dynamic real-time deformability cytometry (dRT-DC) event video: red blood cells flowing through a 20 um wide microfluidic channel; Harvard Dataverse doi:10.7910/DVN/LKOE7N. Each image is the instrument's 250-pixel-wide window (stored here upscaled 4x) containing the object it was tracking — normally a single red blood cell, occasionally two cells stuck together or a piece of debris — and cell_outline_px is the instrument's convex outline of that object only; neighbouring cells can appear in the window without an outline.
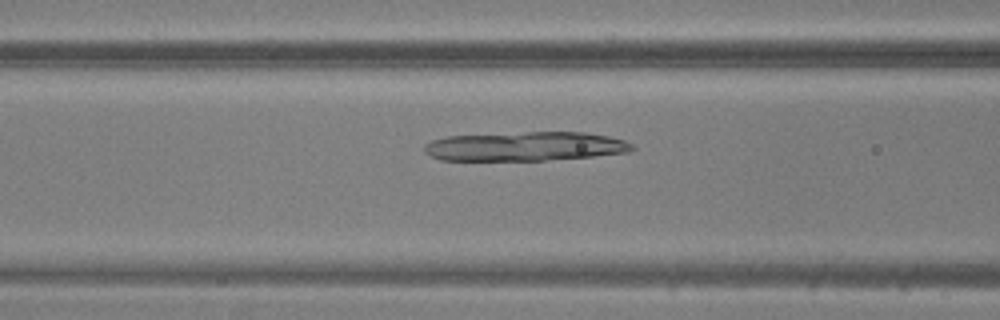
{"species": "common noctule bat (a hibernating species)", "species_latin": "Nyctalus noctula", "temperature_condition": "warm", "stored_images_in_passage": 34, "camera_frame_rate_fps": 3000, "um_per_image_px": 0.085, "animal": {"sex": "male", "body_mass_g": 20.5, "forearm_length_mm": 52.5}, "frame": {"image": 1, "passage_image": 5, "time_ms": 1.333, "image_size_px": [1000, 320], "cell_outline_px": [[636, 148], [628, 152], [592, 156], [544, 160], [440, 160], [424, 152], [424, 144], [432, 140], [448, 136], [528, 132], [584, 132], [608, 136], [624, 140], [632, 144]], "centroid_in_image_um": [44.64, 12.44], "position_along_channel_um": 122.0, "area_um2": 35.14}}
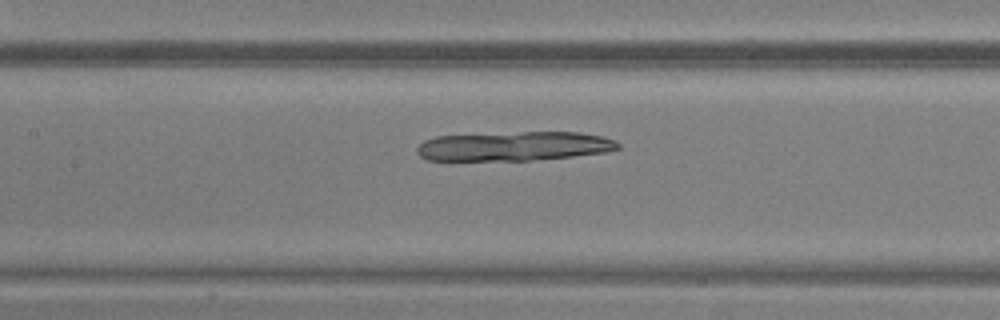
{"frame": {"image": 2, "passage_image": 8, "time_ms": 2.333, "image_size_px": [1000, 320], "cell_outline_px": [[620, 148], [608, 152], [572, 156], [528, 160], [428, 160], [420, 156], [416, 152], [416, 148], [424, 140], [436, 136], [524, 132], [580, 132], [600, 136], [612, 140], [620, 144]], "centroid_in_image_um": [43.68, 12.42], "position_along_channel_um": 163.7, "area_um2": 34.04}}
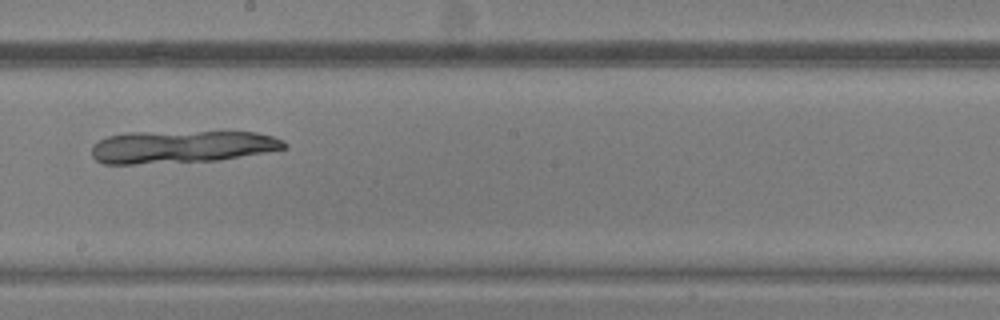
{"frame": {"image": 3, "passage_image": 13, "time_ms": 4.0, "image_size_px": [1000, 320], "cell_outline_px": [[288, 148], [220, 160], [136, 164], [104, 164], [96, 160], [92, 156], [92, 144], [108, 136], [128, 132], [256, 132], [272, 136], [284, 140], [288, 144]], "centroid_in_image_um": [15.43, 12.48], "position_along_channel_um": 232.8, "area_um2": 36.65}}